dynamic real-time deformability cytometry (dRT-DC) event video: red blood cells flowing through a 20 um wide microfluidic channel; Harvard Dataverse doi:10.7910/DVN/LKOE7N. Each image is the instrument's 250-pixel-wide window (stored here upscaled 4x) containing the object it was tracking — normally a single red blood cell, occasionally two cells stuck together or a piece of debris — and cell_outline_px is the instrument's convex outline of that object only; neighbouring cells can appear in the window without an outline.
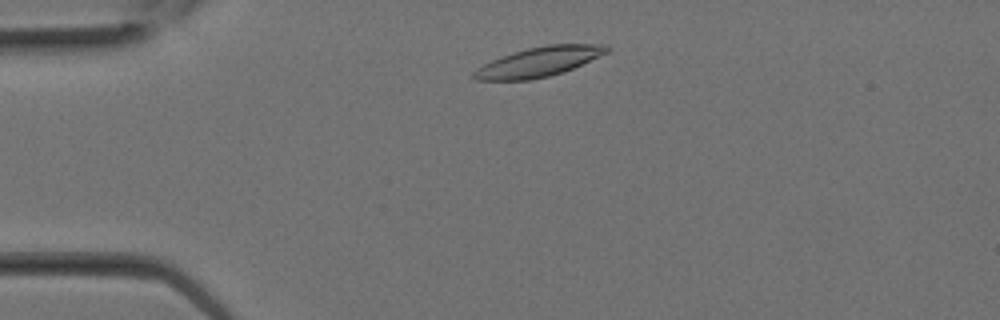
{"species": "Egyptian fruit bat (a non-hibernating species)", "species_latin": "Rousettus aegyptiacus", "temperature_condition": "room temperature", "stored_images_in_passage": 5, "camera_frame_rate_fps": 3000, "um_per_image_px": 0.085, "animal": {"sex": "female"}, "frame": {"image": 1, "passage_image": 3, "time_ms": 0.667, "image_size_px": [1000, 320], "cell_outline_px": [[612, 48], [608, 52], [572, 68], [548, 76], [532, 80], [476, 80], [472, 76], [472, 72], [476, 68], [492, 60], [512, 52], [528, 48], [548, 44], [604, 44]], "centroid_in_image_um": [45.78, 5.25], "position_along_channel_um": 39.2, "area_um2": 22.77}}